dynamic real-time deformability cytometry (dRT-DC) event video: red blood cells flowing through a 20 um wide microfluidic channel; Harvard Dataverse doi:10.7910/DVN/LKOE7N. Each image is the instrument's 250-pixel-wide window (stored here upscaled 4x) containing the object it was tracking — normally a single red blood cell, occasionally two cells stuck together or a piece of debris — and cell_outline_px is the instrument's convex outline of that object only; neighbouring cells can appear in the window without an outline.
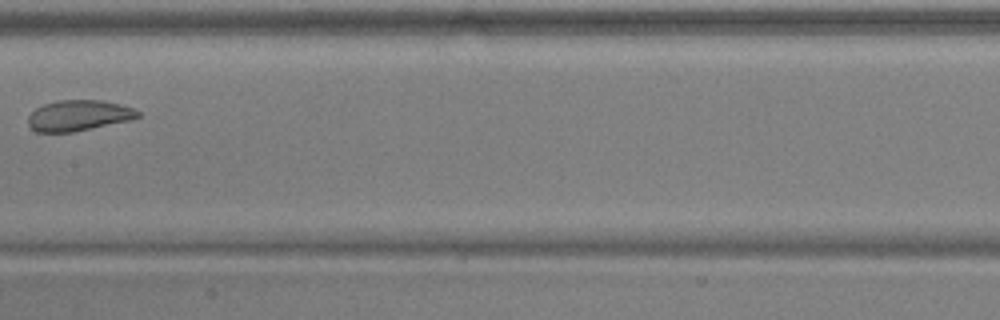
{"species": "common noctule bat (a hibernating species)", "species_latin": "Nyctalus noctula", "temperature_condition": "warm", "stored_images_in_passage": 8, "camera_frame_rate_fps": 3000, "um_per_image_px": 0.085, "animal": {"sex": "male", "body_mass_g": 17.9, "forearm_length_mm": 54.2}, "frame": {"image": 1, "passage_image": 6, "time_ms": 1.667, "image_size_px": [1000, 320], "cell_outline_px": [[140, 116], [128, 120], [72, 132], [36, 132], [28, 124], [28, 116], [36, 108], [44, 104], [60, 100], [104, 100], [120, 104], [132, 108], [140, 112]], "centroid_in_image_um": [6.66, 9.81], "position_along_channel_um": 200.7, "area_um2": 19.42}}
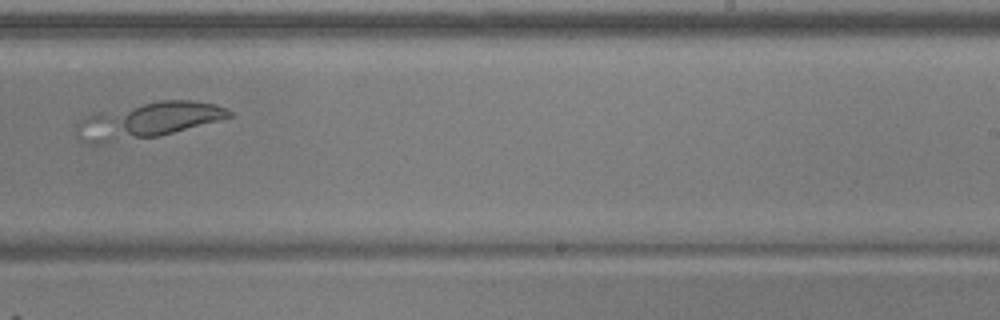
{"frame": {"image": 2, "passage_image": 8, "time_ms": 2.333, "image_size_px": [1000, 320], "cell_outline_px": [[232, 116], [172, 132], [156, 136], [96, 144], [88, 144], [80, 140], [72, 132], [76, 124], [88, 112], [164, 100], [192, 100], [216, 104], [232, 112]], "centroid_in_image_um": [12.39, 10.23], "position_along_channel_um": 276.6, "area_um2": 31.79}}